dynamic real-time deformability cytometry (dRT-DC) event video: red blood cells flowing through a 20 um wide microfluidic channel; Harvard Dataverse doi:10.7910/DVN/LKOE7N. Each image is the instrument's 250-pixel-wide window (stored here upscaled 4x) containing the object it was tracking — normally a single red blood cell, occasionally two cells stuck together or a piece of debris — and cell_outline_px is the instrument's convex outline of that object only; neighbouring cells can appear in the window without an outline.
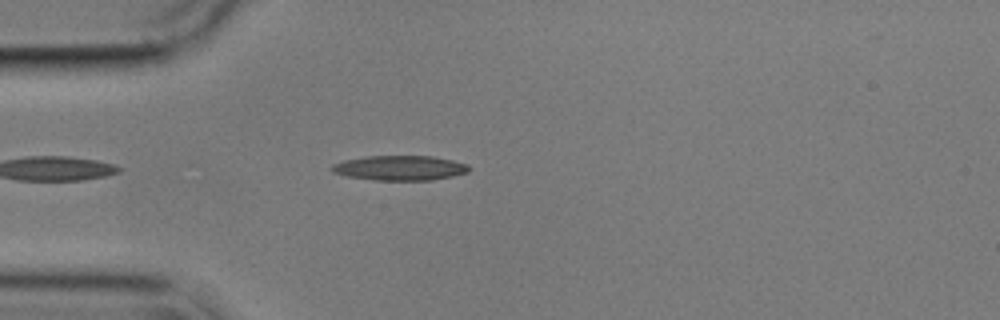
{"species": "common noctule bat (a hibernating species)", "species_latin": "Nyctalus noctula", "temperature_condition": "cold", "stored_images_in_passage": 20, "camera_frame_rate_fps": 3000, "um_per_image_px": 0.085, "animal": {"sex": "male", "body_mass_g": 17.9}, "frame": {"image": 1, "passage_image": 5, "time_ms": 1.333, "image_size_px": [1000, 320], "cell_outline_px": [[468, 172], [452, 176], [432, 180], [376, 180], [348, 176], [332, 172], [332, 164], [344, 160], [368, 156], [432, 156], [452, 160], [468, 164]], "centroid_in_image_um": [33.99, 14.27], "position_along_channel_um": 51.0, "area_um2": 19.65}}
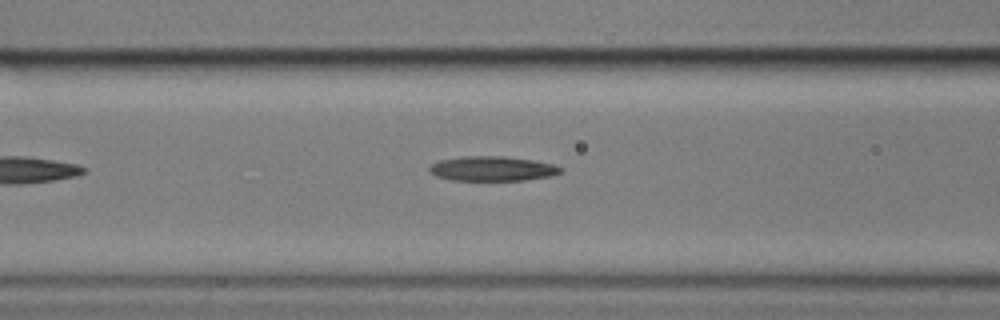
{"frame": {"image": 2, "passage_image": 12, "time_ms": 3.667, "image_size_px": [1000, 320], "cell_outline_px": [[564, 168], [560, 172], [552, 176], [524, 180], [452, 180], [436, 176], [428, 172], [428, 168], [432, 164], [440, 160], [464, 156], [500, 156], [532, 160], [552, 164]], "centroid_in_image_um": [41.83, 14.34], "position_along_channel_um": 124.8, "area_um2": 18.79}}
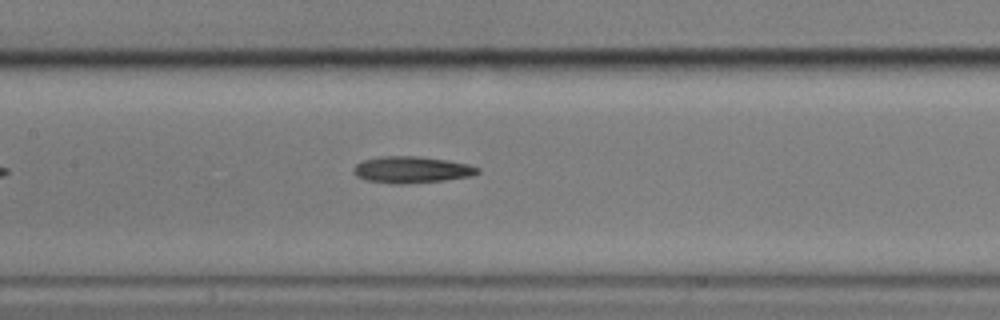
{"frame": {"image": 3, "passage_image": 16, "time_ms": 5.0, "image_size_px": [1000, 320], "cell_outline_px": [[480, 172], [472, 176], [444, 180], [404, 184], [392, 184], [368, 180], [356, 176], [352, 172], [352, 168], [360, 160], [380, 156], [416, 156], [444, 160], [468, 164], [480, 168]], "centroid_in_image_um": [34.94, 14.42], "position_along_channel_um": 172.5, "area_um2": 19.31}}